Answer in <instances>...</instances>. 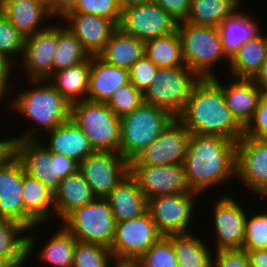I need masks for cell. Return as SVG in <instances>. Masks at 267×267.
Returning a JSON list of instances; mask_svg holds the SVG:
<instances>
[{
    "label": "cell",
    "mask_w": 267,
    "mask_h": 267,
    "mask_svg": "<svg viewBox=\"0 0 267 267\" xmlns=\"http://www.w3.org/2000/svg\"><path fill=\"white\" fill-rule=\"evenodd\" d=\"M183 166L188 187L200 196L236 177V142L221 136L191 134Z\"/></svg>",
    "instance_id": "6da1fadb"
},
{
    "label": "cell",
    "mask_w": 267,
    "mask_h": 267,
    "mask_svg": "<svg viewBox=\"0 0 267 267\" xmlns=\"http://www.w3.org/2000/svg\"><path fill=\"white\" fill-rule=\"evenodd\" d=\"M177 118L191 134L221 136L235 142L244 134L225 103L223 89L212 78H201Z\"/></svg>",
    "instance_id": "7a4b0ae2"
},
{
    "label": "cell",
    "mask_w": 267,
    "mask_h": 267,
    "mask_svg": "<svg viewBox=\"0 0 267 267\" xmlns=\"http://www.w3.org/2000/svg\"><path fill=\"white\" fill-rule=\"evenodd\" d=\"M30 81L32 88L21 89L10 104L12 112L21 113L19 115L28 117L34 124L16 136V140L37 139L40 135L42 137L40 131L43 129L45 132L52 130L71 118V103L47 79Z\"/></svg>",
    "instance_id": "3957f363"
},
{
    "label": "cell",
    "mask_w": 267,
    "mask_h": 267,
    "mask_svg": "<svg viewBox=\"0 0 267 267\" xmlns=\"http://www.w3.org/2000/svg\"><path fill=\"white\" fill-rule=\"evenodd\" d=\"M181 40L182 56L185 66L201 78H213V66L229 58L223 52L221 34L218 27L197 26L186 22L177 25ZM213 68V69H212Z\"/></svg>",
    "instance_id": "277c9868"
},
{
    "label": "cell",
    "mask_w": 267,
    "mask_h": 267,
    "mask_svg": "<svg viewBox=\"0 0 267 267\" xmlns=\"http://www.w3.org/2000/svg\"><path fill=\"white\" fill-rule=\"evenodd\" d=\"M71 119L88 137L95 151L120 153V118L106 103L82 100L71 104Z\"/></svg>",
    "instance_id": "5b68a950"
},
{
    "label": "cell",
    "mask_w": 267,
    "mask_h": 267,
    "mask_svg": "<svg viewBox=\"0 0 267 267\" xmlns=\"http://www.w3.org/2000/svg\"><path fill=\"white\" fill-rule=\"evenodd\" d=\"M200 80L201 77L185 65L158 68L154 81L143 91V101L177 117Z\"/></svg>",
    "instance_id": "8992f818"
},
{
    "label": "cell",
    "mask_w": 267,
    "mask_h": 267,
    "mask_svg": "<svg viewBox=\"0 0 267 267\" xmlns=\"http://www.w3.org/2000/svg\"><path fill=\"white\" fill-rule=\"evenodd\" d=\"M173 118L167 110L145 103L121 117L120 154L130 162Z\"/></svg>",
    "instance_id": "52a82bcc"
},
{
    "label": "cell",
    "mask_w": 267,
    "mask_h": 267,
    "mask_svg": "<svg viewBox=\"0 0 267 267\" xmlns=\"http://www.w3.org/2000/svg\"><path fill=\"white\" fill-rule=\"evenodd\" d=\"M116 223L108 200L97 197L91 203L70 212L61 221V226L78 242L100 244L110 248Z\"/></svg>",
    "instance_id": "ba28073f"
},
{
    "label": "cell",
    "mask_w": 267,
    "mask_h": 267,
    "mask_svg": "<svg viewBox=\"0 0 267 267\" xmlns=\"http://www.w3.org/2000/svg\"><path fill=\"white\" fill-rule=\"evenodd\" d=\"M163 236L147 211L139 217L116 223L110 250L114 259L137 261Z\"/></svg>",
    "instance_id": "9c48e42d"
},
{
    "label": "cell",
    "mask_w": 267,
    "mask_h": 267,
    "mask_svg": "<svg viewBox=\"0 0 267 267\" xmlns=\"http://www.w3.org/2000/svg\"><path fill=\"white\" fill-rule=\"evenodd\" d=\"M78 170L98 198H106L130 174V163L118 152L95 151L79 163Z\"/></svg>",
    "instance_id": "30bf717a"
},
{
    "label": "cell",
    "mask_w": 267,
    "mask_h": 267,
    "mask_svg": "<svg viewBox=\"0 0 267 267\" xmlns=\"http://www.w3.org/2000/svg\"><path fill=\"white\" fill-rule=\"evenodd\" d=\"M190 136L184 124L174 117L161 134L129 163L152 166L183 164Z\"/></svg>",
    "instance_id": "8fae6325"
},
{
    "label": "cell",
    "mask_w": 267,
    "mask_h": 267,
    "mask_svg": "<svg viewBox=\"0 0 267 267\" xmlns=\"http://www.w3.org/2000/svg\"><path fill=\"white\" fill-rule=\"evenodd\" d=\"M177 25L178 22L153 1L122 9L118 27L123 32L145 42L173 34L177 31Z\"/></svg>",
    "instance_id": "7c38bea8"
},
{
    "label": "cell",
    "mask_w": 267,
    "mask_h": 267,
    "mask_svg": "<svg viewBox=\"0 0 267 267\" xmlns=\"http://www.w3.org/2000/svg\"><path fill=\"white\" fill-rule=\"evenodd\" d=\"M198 193L172 194L148 200V211L159 231L164 235L188 233ZM189 229V231H188Z\"/></svg>",
    "instance_id": "4fadbf2b"
},
{
    "label": "cell",
    "mask_w": 267,
    "mask_h": 267,
    "mask_svg": "<svg viewBox=\"0 0 267 267\" xmlns=\"http://www.w3.org/2000/svg\"><path fill=\"white\" fill-rule=\"evenodd\" d=\"M213 206L214 248L218 250L242 249L244 245L247 211L230 194H223Z\"/></svg>",
    "instance_id": "5bb4252c"
},
{
    "label": "cell",
    "mask_w": 267,
    "mask_h": 267,
    "mask_svg": "<svg viewBox=\"0 0 267 267\" xmlns=\"http://www.w3.org/2000/svg\"><path fill=\"white\" fill-rule=\"evenodd\" d=\"M236 177L258 196L267 191V140L242 136L236 142Z\"/></svg>",
    "instance_id": "9a60e30c"
},
{
    "label": "cell",
    "mask_w": 267,
    "mask_h": 267,
    "mask_svg": "<svg viewBox=\"0 0 267 267\" xmlns=\"http://www.w3.org/2000/svg\"><path fill=\"white\" fill-rule=\"evenodd\" d=\"M130 175L148 200L153 197L191 192L186 182L183 164L130 165Z\"/></svg>",
    "instance_id": "2e32d148"
},
{
    "label": "cell",
    "mask_w": 267,
    "mask_h": 267,
    "mask_svg": "<svg viewBox=\"0 0 267 267\" xmlns=\"http://www.w3.org/2000/svg\"><path fill=\"white\" fill-rule=\"evenodd\" d=\"M54 25V26H53ZM58 44V24H51L24 42L20 66L28 80L47 79L53 73V57ZM23 65V66H22Z\"/></svg>",
    "instance_id": "e0dca14e"
},
{
    "label": "cell",
    "mask_w": 267,
    "mask_h": 267,
    "mask_svg": "<svg viewBox=\"0 0 267 267\" xmlns=\"http://www.w3.org/2000/svg\"><path fill=\"white\" fill-rule=\"evenodd\" d=\"M63 18L89 56H97L118 28L110 19L92 14L68 12Z\"/></svg>",
    "instance_id": "ac0fdd59"
},
{
    "label": "cell",
    "mask_w": 267,
    "mask_h": 267,
    "mask_svg": "<svg viewBox=\"0 0 267 267\" xmlns=\"http://www.w3.org/2000/svg\"><path fill=\"white\" fill-rule=\"evenodd\" d=\"M23 227L31 231L48 222L55 214L54 193L37 178L25 173L23 167ZM53 214H52V213ZM51 214V215H50Z\"/></svg>",
    "instance_id": "d6986e66"
},
{
    "label": "cell",
    "mask_w": 267,
    "mask_h": 267,
    "mask_svg": "<svg viewBox=\"0 0 267 267\" xmlns=\"http://www.w3.org/2000/svg\"><path fill=\"white\" fill-rule=\"evenodd\" d=\"M39 139L16 140L15 156L22 163L25 173L37 178L53 193L57 190L60 179L53 175L50 165L51 151Z\"/></svg>",
    "instance_id": "ffe728a7"
},
{
    "label": "cell",
    "mask_w": 267,
    "mask_h": 267,
    "mask_svg": "<svg viewBox=\"0 0 267 267\" xmlns=\"http://www.w3.org/2000/svg\"><path fill=\"white\" fill-rule=\"evenodd\" d=\"M212 79L223 89L225 103L233 117L245 128L263 95L260 88L252 79L247 78H233L231 82L228 81V85L222 84L217 76Z\"/></svg>",
    "instance_id": "44dd1931"
},
{
    "label": "cell",
    "mask_w": 267,
    "mask_h": 267,
    "mask_svg": "<svg viewBox=\"0 0 267 267\" xmlns=\"http://www.w3.org/2000/svg\"><path fill=\"white\" fill-rule=\"evenodd\" d=\"M23 165L14 156L0 168V218L23 226Z\"/></svg>",
    "instance_id": "7402d4cb"
},
{
    "label": "cell",
    "mask_w": 267,
    "mask_h": 267,
    "mask_svg": "<svg viewBox=\"0 0 267 267\" xmlns=\"http://www.w3.org/2000/svg\"><path fill=\"white\" fill-rule=\"evenodd\" d=\"M47 133H49V139H47L46 143L43 140L42 144L51 153L72 158L80 163L95 152L88 137L71 118L58 127L47 131Z\"/></svg>",
    "instance_id": "603a6c76"
},
{
    "label": "cell",
    "mask_w": 267,
    "mask_h": 267,
    "mask_svg": "<svg viewBox=\"0 0 267 267\" xmlns=\"http://www.w3.org/2000/svg\"><path fill=\"white\" fill-rule=\"evenodd\" d=\"M128 82H130L129 70L107 64L98 56H91L86 100L107 103L113 93Z\"/></svg>",
    "instance_id": "cb8c5ba5"
},
{
    "label": "cell",
    "mask_w": 267,
    "mask_h": 267,
    "mask_svg": "<svg viewBox=\"0 0 267 267\" xmlns=\"http://www.w3.org/2000/svg\"><path fill=\"white\" fill-rule=\"evenodd\" d=\"M3 14L25 39L50 26L43 19L53 18L40 0H4Z\"/></svg>",
    "instance_id": "d4e9b609"
},
{
    "label": "cell",
    "mask_w": 267,
    "mask_h": 267,
    "mask_svg": "<svg viewBox=\"0 0 267 267\" xmlns=\"http://www.w3.org/2000/svg\"><path fill=\"white\" fill-rule=\"evenodd\" d=\"M116 222L141 216L148 211V199L129 174L106 197Z\"/></svg>",
    "instance_id": "484cf974"
},
{
    "label": "cell",
    "mask_w": 267,
    "mask_h": 267,
    "mask_svg": "<svg viewBox=\"0 0 267 267\" xmlns=\"http://www.w3.org/2000/svg\"><path fill=\"white\" fill-rule=\"evenodd\" d=\"M97 198L83 174L77 170L60 180L57 190L54 192L55 217L62 221L70 212L78 207L91 203Z\"/></svg>",
    "instance_id": "4316f807"
},
{
    "label": "cell",
    "mask_w": 267,
    "mask_h": 267,
    "mask_svg": "<svg viewBox=\"0 0 267 267\" xmlns=\"http://www.w3.org/2000/svg\"><path fill=\"white\" fill-rule=\"evenodd\" d=\"M34 234L13 220L0 218V257L11 261L28 260L37 245Z\"/></svg>",
    "instance_id": "83f0119b"
},
{
    "label": "cell",
    "mask_w": 267,
    "mask_h": 267,
    "mask_svg": "<svg viewBox=\"0 0 267 267\" xmlns=\"http://www.w3.org/2000/svg\"><path fill=\"white\" fill-rule=\"evenodd\" d=\"M97 56L107 64L129 70L144 56V41L123 32L118 27Z\"/></svg>",
    "instance_id": "f1b7e54d"
},
{
    "label": "cell",
    "mask_w": 267,
    "mask_h": 267,
    "mask_svg": "<svg viewBox=\"0 0 267 267\" xmlns=\"http://www.w3.org/2000/svg\"><path fill=\"white\" fill-rule=\"evenodd\" d=\"M90 68L91 56L75 66L53 72L47 80L73 104L87 98Z\"/></svg>",
    "instance_id": "f546056e"
},
{
    "label": "cell",
    "mask_w": 267,
    "mask_h": 267,
    "mask_svg": "<svg viewBox=\"0 0 267 267\" xmlns=\"http://www.w3.org/2000/svg\"><path fill=\"white\" fill-rule=\"evenodd\" d=\"M262 30L245 42L229 59L232 78L252 79L267 57V34Z\"/></svg>",
    "instance_id": "4dcf8cb0"
},
{
    "label": "cell",
    "mask_w": 267,
    "mask_h": 267,
    "mask_svg": "<svg viewBox=\"0 0 267 267\" xmlns=\"http://www.w3.org/2000/svg\"><path fill=\"white\" fill-rule=\"evenodd\" d=\"M239 10L218 26L223 52L229 59L245 42L251 40L261 31L256 18H252L251 14L247 15L246 11Z\"/></svg>",
    "instance_id": "1f68e13d"
},
{
    "label": "cell",
    "mask_w": 267,
    "mask_h": 267,
    "mask_svg": "<svg viewBox=\"0 0 267 267\" xmlns=\"http://www.w3.org/2000/svg\"><path fill=\"white\" fill-rule=\"evenodd\" d=\"M193 233L170 234L178 267H213V254L203 238Z\"/></svg>",
    "instance_id": "d6a6232c"
},
{
    "label": "cell",
    "mask_w": 267,
    "mask_h": 267,
    "mask_svg": "<svg viewBox=\"0 0 267 267\" xmlns=\"http://www.w3.org/2000/svg\"><path fill=\"white\" fill-rule=\"evenodd\" d=\"M242 0H191L190 10L184 22L197 26L218 27L232 16Z\"/></svg>",
    "instance_id": "836d02e7"
},
{
    "label": "cell",
    "mask_w": 267,
    "mask_h": 267,
    "mask_svg": "<svg viewBox=\"0 0 267 267\" xmlns=\"http://www.w3.org/2000/svg\"><path fill=\"white\" fill-rule=\"evenodd\" d=\"M144 55L158 68L185 65L178 32L156 37L144 42Z\"/></svg>",
    "instance_id": "e575fe53"
},
{
    "label": "cell",
    "mask_w": 267,
    "mask_h": 267,
    "mask_svg": "<svg viewBox=\"0 0 267 267\" xmlns=\"http://www.w3.org/2000/svg\"><path fill=\"white\" fill-rule=\"evenodd\" d=\"M58 229L39 250V258L53 267H72L77 240L63 226Z\"/></svg>",
    "instance_id": "d590c367"
},
{
    "label": "cell",
    "mask_w": 267,
    "mask_h": 267,
    "mask_svg": "<svg viewBox=\"0 0 267 267\" xmlns=\"http://www.w3.org/2000/svg\"><path fill=\"white\" fill-rule=\"evenodd\" d=\"M63 23L61 20L58 23V44L53 57V72L75 66L89 57L77 37Z\"/></svg>",
    "instance_id": "8d00e7d4"
},
{
    "label": "cell",
    "mask_w": 267,
    "mask_h": 267,
    "mask_svg": "<svg viewBox=\"0 0 267 267\" xmlns=\"http://www.w3.org/2000/svg\"><path fill=\"white\" fill-rule=\"evenodd\" d=\"M113 259L110 248L77 241L72 267H108Z\"/></svg>",
    "instance_id": "74e56055"
},
{
    "label": "cell",
    "mask_w": 267,
    "mask_h": 267,
    "mask_svg": "<svg viewBox=\"0 0 267 267\" xmlns=\"http://www.w3.org/2000/svg\"><path fill=\"white\" fill-rule=\"evenodd\" d=\"M137 262L139 267H178L172 241L167 236L153 244Z\"/></svg>",
    "instance_id": "f35d334b"
},
{
    "label": "cell",
    "mask_w": 267,
    "mask_h": 267,
    "mask_svg": "<svg viewBox=\"0 0 267 267\" xmlns=\"http://www.w3.org/2000/svg\"><path fill=\"white\" fill-rule=\"evenodd\" d=\"M143 103V92L130 81L118 88L106 104L117 117L121 118L139 108Z\"/></svg>",
    "instance_id": "ab89813d"
},
{
    "label": "cell",
    "mask_w": 267,
    "mask_h": 267,
    "mask_svg": "<svg viewBox=\"0 0 267 267\" xmlns=\"http://www.w3.org/2000/svg\"><path fill=\"white\" fill-rule=\"evenodd\" d=\"M25 38L10 23L7 17L0 14V55H4L12 60L15 64V57L21 60L24 50ZM13 55V56H12ZM19 56V57H18Z\"/></svg>",
    "instance_id": "60d3db41"
},
{
    "label": "cell",
    "mask_w": 267,
    "mask_h": 267,
    "mask_svg": "<svg viewBox=\"0 0 267 267\" xmlns=\"http://www.w3.org/2000/svg\"><path fill=\"white\" fill-rule=\"evenodd\" d=\"M243 250L267 249V212L246 217Z\"/></svg>",
    "instance_id": "b9f144b4"
},
{
    "label": "cell",
    "mask_w": 267,
    "mask_h": 267,
    "mask_svg": "<svg viewBox=\"0 0 267 267\" xmlns=\"http://www.w3.org/2000/svg\"><path fill=\"white\" fill-rule=\"evenodd\" d=\"M70 12H80L110 19L117 26L120 23L122 8L119 0H77Z\"/></svg>",
    "instance_id": "7bdbcfd3"
},
{
    "label": "cell",
    "mask_w": 267,
    "mask_h": 267,
    "mask_svg": "<svg viewBox=\"0 0 267 267\" xmlns=\"http://www.w3.org/2000/svg\"><path fill=\"white\" fill-rule=\"evenodd\" d=\"M158 67L145 55L129 69L130 81L144 91L154 81Z\"/></svg>",
    "instance_id": "ee69618b"
},
{
    "label": "cell",
    "mask_w": 267,
    "mask_h": 267,
    "mask_svg": "<svg viewBox=\"0 0 267 267\" xmlns=\"http://www.w3.org/2000/svg\"><path fill=\"white\" fill-rule=\"evenodd\" d=\"M243 135L252 139L267 140V94L261 96L251 121L244 128Z\"/></svg>",
    "instance_id": "f6af8a7d"
},
{
    "label": "cell",
    "mask_w": 267,
    "mask_h": 267,
    "mask_svg": "<svg viewBox=\"0 0 267 267\" xmlns=\"http://www.w3.org/2000/svg\"><path fill=\"white\" fill-rule=\"evenodd\" d=\"M213 256V267H251L247 251L243 249L218 250Z\"/></svg>",
    "instance_id": "bcb514c9"
},
{
    "label": "cell",
    "mask_w": 267,
    "mask_h": 267,
    "mask_svg": "<svg viewBox=\"0 0 267 267\" xmlns=\"http://www.w3.org/2000/svg\"><path fill=\"white\" fill-rule=\"evenodd\" d=\"M50 165L52 167L53 175L60 180L75 173L79 168V163L74 159L56 153H52Z\"/></svg>",
    "instance_id": "7dc6e473"
},
{
    "label": "cell",
    "mask_w": 267,
    "mask_h": 267,
    "mask_svg": "<svg viewBox=\"0 0 267 267\" xmlns=\"http://www.w3.org/2000/svg\"><path fill=\"white\" fill-rule=\"evenodd\" d=\"M178 23L184 22L190 10L191 0H154Z\"/></svg>",
    "instance_id": "c3c4849f"
},
{
    "label": "cell",
    "mask_w": 267,
    "mask_h": 267,
    "mask_svg": "<svg viewBox=\"0 0 267 267\" xmlns=\"http://www.w3.org/2000/svg\"><path fill=\"white\" fill-rule=\"evenodd\" d=\"M15 65L16 64L8 57L0 55V95L3 96V98L7 96L11 89V87L9 88L10 84L8 82L13 81L11 75L15 72L12 70Z\"/></svg>",
    "instance_id": "681fc988"
},
{
    "label": "cell",
    "mask_w": 267,
    "mask_h": 267,
    "mask_svg": "<svg viewBox=\"0 0 267 267\" xmlns=\"http://www.w3.org/2000/svg\"><path fill=\"white\" fill-rule=\"evenodd\" d=\"M76 1L77 0H49L46 5L49 13L53 17L63 19V17L74 8Z\"/></svg>",
    "instance_id": "f907efd6"
},
{
    "label": "cell",
    "mask_w": 267,
    "mask_h": 267,
    "mask_svg": "<svg viewBox=\"0 0 267 267\" xmlns=\"http://www.w3.org/2000/svg\"><path fill=\"white\" fill-rule=\"evenodd\" d=\"M15 136L0 140V168L15 156Z\"/></svg>",
    "instance_id": "816d5d0a"
},
{
    "label": "cell",
    "mask_w": 267,
    "mask_h": 267,
    "mask_svg": "<svg viewBox=\"0 0 267 267\" xmlns=\"http://www.w3.org/2000/svg\"><path fill=\"white\" fill-rule=\"evenodd\" d=\"M251 267H267V249L247 251Z\"/></svg>",
    "instance_id": "f5cc1de1"
},
{
    "label": "cell",
    "mask_w": 267,
    "mask_h": 267,
    "mask_svg": "<svg viewBox=\"0 0 267 267\" xmlns=\"http://www.w3.org/2000/svg\"><path fill=\"white\" fill-rule=\"evenodd\" d=\"M252 80L260 88L262 94H267V57Z\"/></svg>",
    "instance_id": "db71d44e"
},
{
    "label": "cell",
    "mask_w": 267,
    "mask_h": 267,
    "mask_svg": "<svg viewBox=\"0 0 267 267\" xmlns=\"http://www.w3.org/2000/svg\"><path fill=\"white\" fill-rule=\"evenodd\" d=\"M138 266H139L138 262L135 260H122V259H113L111 263L108 265V267H138Z\"/></svg>",
    "instance_id": "11a10c76"
},
{
    "label": "cell",
    "mask_w": 267,
    "mask_h": 267,
    "mask_svg": "<svg viewBox=\"0 0 267 267\" xmlns=\"http://www.w3.org/2000/svg\"><path fill=\"white\" fill-rule=\"evenodd\" d=\"M154 0H119L120 6L122 9H125L129 6L138 5V4H146L153 2Z\"/></svg>",
    "instance_id": "9f6ffc18"
},
{
    "label": "cell",
    "mask_w": 267,
    "mask_h": 267,
    "mask_svg": "<svg viewBox=\"0 0 267 267\" xmlns=\"http://www.w3.org/2000/svg\"><path fill=\"white\" fill-rule=\"evenodd\" d=\"M26 261H11L0 257V267H24Z\"/></svg>",
    "instance_id": "6f0895ef"
},
{
    "label": "cell",
    "mask_w": 267,
    "mask_h": 267,
    "mask_svg": "<svg viewBox=\"0 0 267 267\" xmlns=\"http://www.w3.org/2000/svg\"><path fill=\"white\" fill-rule=\"evenodd\" d=\"M4 9V0H0V14L3 13Z\"/></svg>",
    "instance_id": "680465c9"
},
{
    "label": "cell",
    "mask_w": 267,
    "mask_h": 267,
    "mask_svg": "<svg viewBox=\"0 0 267 267\" xmlns=\"http://www.w3.org/2000/svg\"><path fill=\"white\" fill-rule=\"evenodd\" d=\"M261 196H263L262 199L265 197H266L265 199H267V191L265 193H263Z\"/></svg>",
    "instance_id": "91938a15"
},
{
    "label": "cell",
    "mask_w": 267,
    "mask_h": 267,
    "mask_svg": "<svg viewBox=\"0 0 267 267\" xmlns=\"http://www.w3.org/2000/svg\"><path fill=\"white\" fill-rule=\"evenodd\" d=\"M41 2L47 4L49 2V0H40Z\"/></svg>",
    "instance_id": "94428289"
}]
</instances>
